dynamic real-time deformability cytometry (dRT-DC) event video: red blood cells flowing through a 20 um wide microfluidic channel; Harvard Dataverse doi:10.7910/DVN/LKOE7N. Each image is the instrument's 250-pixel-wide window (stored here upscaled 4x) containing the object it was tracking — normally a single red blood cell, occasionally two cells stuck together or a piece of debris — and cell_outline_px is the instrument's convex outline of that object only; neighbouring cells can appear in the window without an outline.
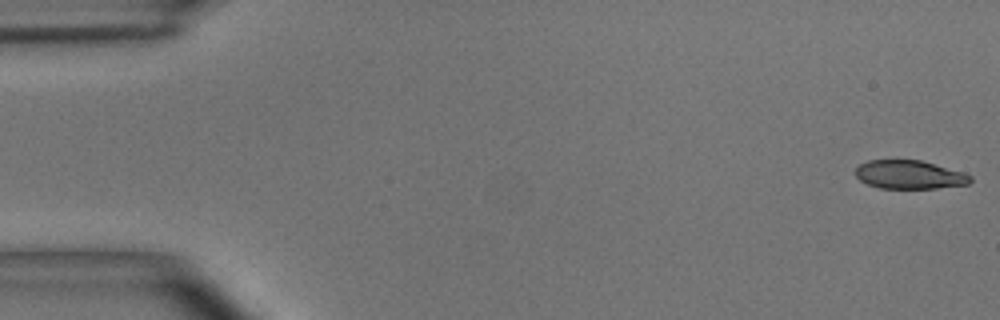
{"species": "common noctule bat (a hibernating species)", "species_latin": "Nyctalus noctula", "temperature_condition": "room temperature", "stored_images_in_passage": 54, "camera_frame_rate_fps": 3000, "um_per_image_px": 0.085, "animal": {"sex": "male", "body_mass_g": 15.6}, "frame": {"image": 1, "passage_image": 1, "time_ms": 0.0, "image_size_px": [1000, 320], "cell_outline_px": [[972, 180], [968, 184], [936, 188], [880, 188], [868, 184], [860, 180], [856, 176], [856, 168], [860, 164], [868, 160], [920, 160], [964, 172], [972, 176]], "centroid_in_image_um": [77.31, 14.84], "position_along_channel_um": 7.7, "area_um2": 19.02}}
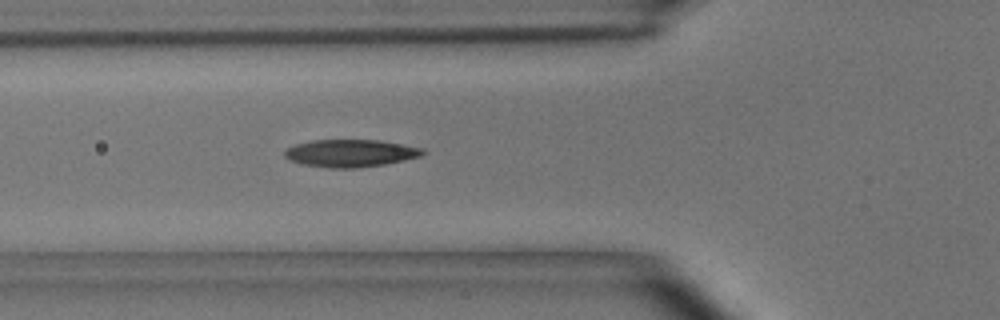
{"frame": {"image": 2, "passage_image": 19, "time_ms": 6.0, "image_size_px": [1000, 320], "cell_outline_px": [[424, 152], [420, 156], [404, 160], [384, 164], [356, 168], [332, 168], [300, 164], [288, 160], [284, 156], [284, 152], [288, 148], [296, 144], [312, 140], [380, 140], [404, 144], [424, 148]], "centroid_in_image_um": [29.78, 13.02], "position_along_channel_um": 96.0, "area_um2": 22.14}}
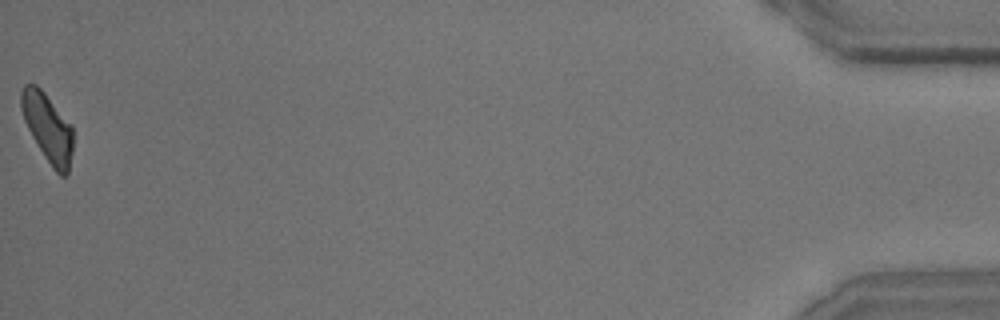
{"frame": {"image": 3, "passage_image": 54, "time_ms": 17.667, "image_size_px": [1000, 320], "cell_outline_px": [[72, 152], [68, 172], [64, 176], [60, 176], [52, 168], [44, 156], [32, 136], [24, 120], [20, 108], [20, 92], [24, 84], [36, 84], [44, 92], [72, 124]], "centroid_in_image_um": [4.04, 10.83], "position_along_channel_um": 431.2, "area_um2": 20.69}, "authors_computed_cell_mechanics": {"area_um2": 21.2704, "velocity_mm_per_s": 3.6901, "shape_relaxation_time_tau1_ms": 4.551, "shape_relaxation_time_tau2_ms": 3.934, "deformation_change_tau1": 0.1478, "deformation_change_tau2": 0.1204}}